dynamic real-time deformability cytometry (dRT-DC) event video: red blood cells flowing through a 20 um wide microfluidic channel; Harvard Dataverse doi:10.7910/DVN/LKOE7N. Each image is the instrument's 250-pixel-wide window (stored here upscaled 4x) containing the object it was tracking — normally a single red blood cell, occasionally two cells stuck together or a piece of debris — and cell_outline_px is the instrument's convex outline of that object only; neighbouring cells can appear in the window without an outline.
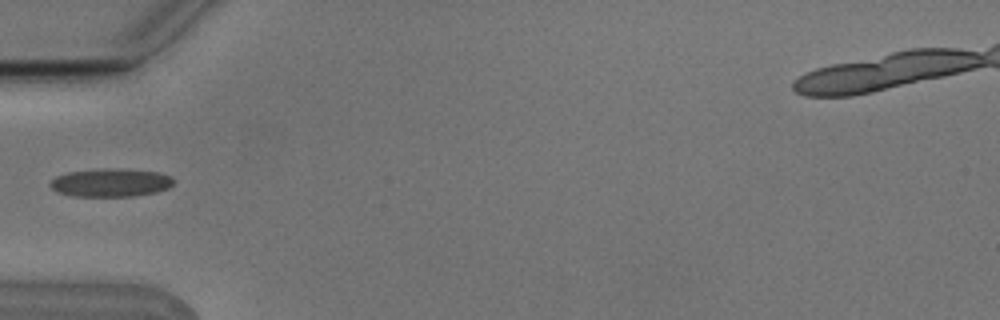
{"species": "Egyptian fruit bat (a non-hibernating species)", "species_latin": "Rousettus aegyptiacus", "temperature_condition": "cold", "stored_images_in_passage": 1, "camera_frame_rate_fps": 3000, "um_per_image_px": 0.085, "animal": {"sex": "male"}, "frame": {"image": 1, "passage_image": 1, "time_ms": 0.0, "image_size_px": [1000, 320], "cell_outline_px": [[176, 180], [168, 188], [156, 192], [136, 196], [72, 196], [56, 192], [48, 184], [56, 176], [68, 172], [100, 168], [116, 168], [160, 172], [172, 176]], "centroid_in_image_um": [9.42, 15.52], "position_along_channel_um": 75.6, "area_um2": 20.58}}